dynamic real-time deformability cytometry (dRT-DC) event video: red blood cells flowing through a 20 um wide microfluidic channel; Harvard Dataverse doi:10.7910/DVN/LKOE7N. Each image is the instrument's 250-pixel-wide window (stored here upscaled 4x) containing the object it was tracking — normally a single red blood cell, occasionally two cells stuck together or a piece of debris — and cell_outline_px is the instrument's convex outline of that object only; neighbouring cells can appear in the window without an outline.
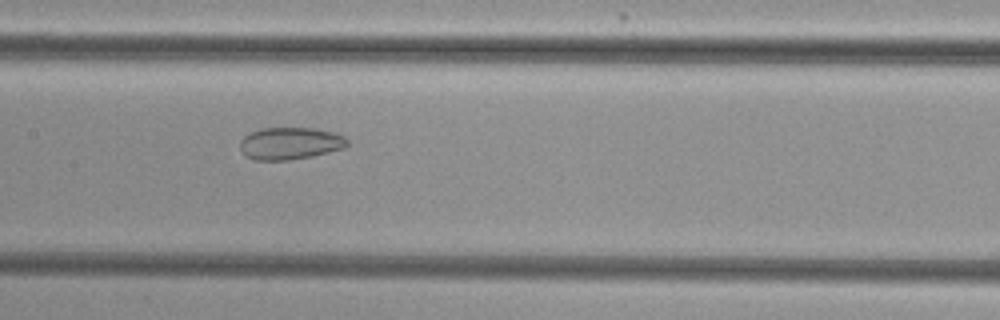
{"species": "common noctule bat (a hibernating species)", "species_latin": "Nyctalus noctula", "temperature_condition": "cold", "stored_images_in_passage": 41, "camera_frame_rate_fps": 3000, "um_per_image_px": 0.085, "animal": {"sex": "female", "body_mass_g": 29.2, "forearm_length_mm": 56.3}, "frame": {"image": 1, "passage_image": 19, "time_ms": 6.0, "image_size_px": [1000, 320], "cell_outline_px": [[348, 144], [344, 148], [328, 152], [288, 160], [256, 160], [248, 156], [240, 148], [240, 140], [244, 136], [260, 128], [312, 128], [332, 132], [344, 136], [348, 140]], "centroid_in_image_um": [24.66, 12.17], "position_along_channel_um": 182.7, "area_um2": 19.83}}
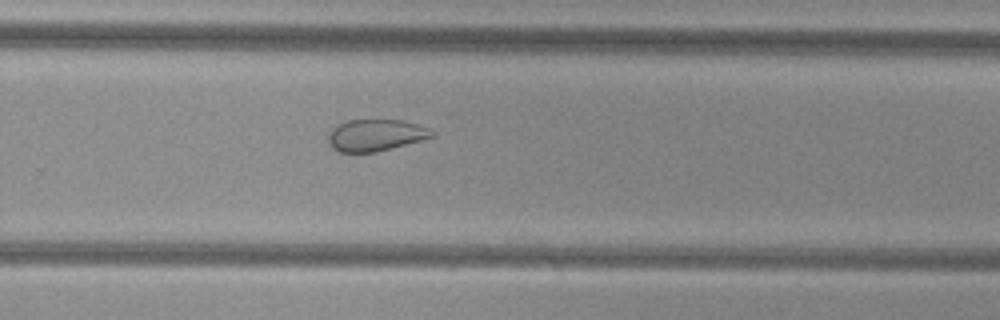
{"frame": {"image": 2, "passage_image": 28, "time_ms": 9.0, "image_size_px": [1000, 320], "cell_outline_px": [[436, 136], [376, 152], [340, 152], [332, 148], [328, 144], [328, 136], [332, 128], [348, 120], [400, 120], [416, 124], [428, 128], [436, 132]], "centroid_in_image_um": [31.93, 11.49], "position_along_channel_um": 297.9, "area_um2": 19.07}}
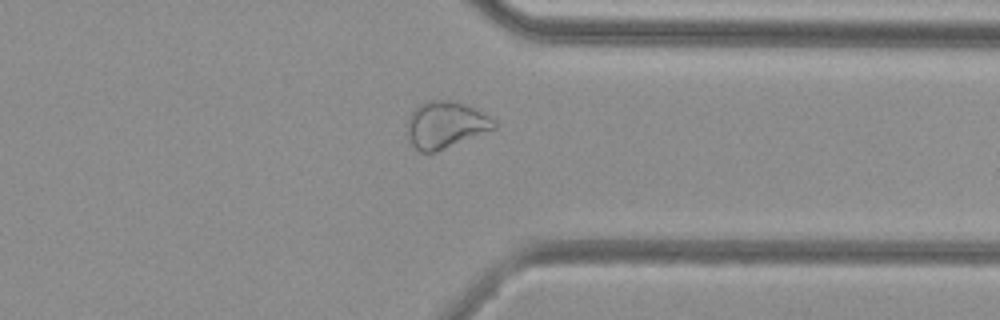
{"frame": {"image": 3, "passage_image": 34, "time_ms": 11.0, "image_size_px": [1000, 320], "cell_outline_px": [[496, 128], [436, 152], [420, 152], [412, 144], [408, 136], [408, 120], [412, 112], [424, 100], [456, 100], [476, 108], [496, 120]], "centroid_in_image_um": [37.9, 10.58], "position_along_channel_um": 373.5, "area_um2": 23.7}, "authors_computed_cell_mechanics": {"area_um2": 23.1778, "velocity_mm_per_s": 3.8448, "shape_relaxation_time_tau1_ms": null, "shape_relaxation_time_tau2_ms": 2.3972, "deformation_change_tau1": null, "deformation_change_tau2": 0.0793}}